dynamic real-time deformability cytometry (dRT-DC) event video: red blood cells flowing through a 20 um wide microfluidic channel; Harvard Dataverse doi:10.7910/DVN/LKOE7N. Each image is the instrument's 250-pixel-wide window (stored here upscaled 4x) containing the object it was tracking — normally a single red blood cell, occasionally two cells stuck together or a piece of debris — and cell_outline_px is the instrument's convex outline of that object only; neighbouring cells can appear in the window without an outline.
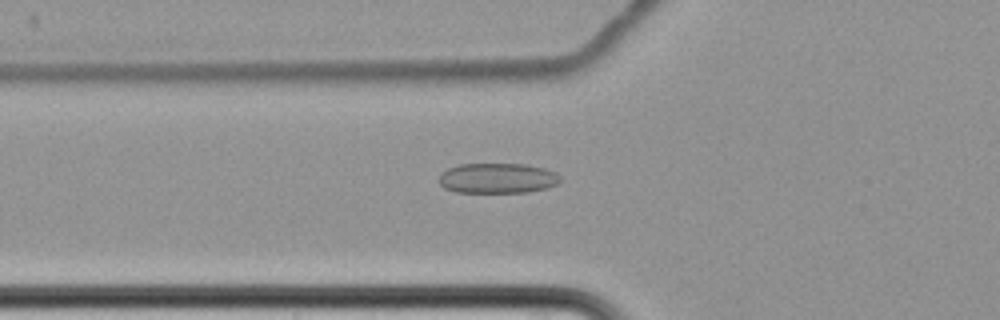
{"species": "common noctule bat (a hibernating species)", "species_latin": "Nyctalus noctula", "temperature_condition": "cold", "stored_images_in_passage": 6, "camera_frame_rate_fps": 3000, "um_per_image_px": 0.085, "animal": {"sex": "female", "body_mass_g": 22.7, "forearm_length_mm": 54.2}, "frame": {"image": 1, "passage_image": 6, "time_ms": 6.0, "image_size_px": [1000, 320], "cell_outline_px": [[560, 180], [556, 184], [548, 188], [528, 192], [456, 192], [444, 188], [440, 184], [440, 172], [448, 168], [460, 164], [524, 164], [544, 168], [556, 172], [560, 176]], "centroid_in_image_um": [42.29, 15.15], "position_along_channel_um": 83.5, "area_um2": 21.39}}